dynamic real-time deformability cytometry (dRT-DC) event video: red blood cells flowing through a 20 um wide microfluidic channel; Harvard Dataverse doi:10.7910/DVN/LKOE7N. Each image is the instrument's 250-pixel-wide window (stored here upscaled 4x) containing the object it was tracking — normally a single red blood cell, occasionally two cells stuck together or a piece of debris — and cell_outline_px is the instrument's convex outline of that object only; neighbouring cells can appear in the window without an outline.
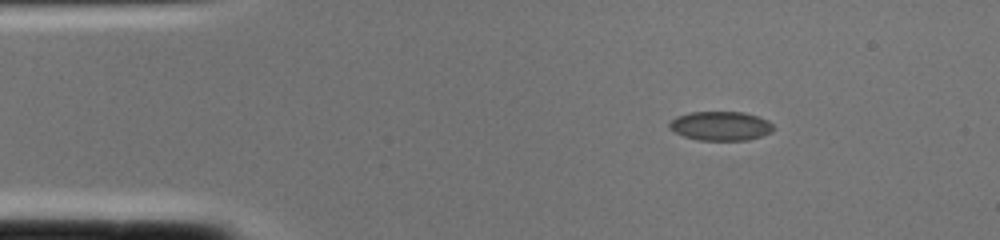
{"species": "common noctule bat (a hibernating species)", "species_latin": "Nyctalus noctula", "temperature_condition": "cold", "stored_images_in_passage": 1, "camera_frame_rate_fps": 3000, "um_per_image_px": 0.085, "animal": {"sex": "female", "body_mass_g": 22.0, "forearm_length_mm": 56.7}, "frame": {"image": 1, "passage_image": 1, "time_ms": 0.0, "image_size_px": [1000, 240], "cell_outline_px": [[772, 132], [748, 140], [696, 140], [684, 136], [668, 128], [668, 124], [676, 116], [688, 112], [744, 112], [768, 120], [772, 124]], "centroid_in_image_um": [61.22, 10.7], "position_along_channel_um": 23.8, "area_um2": 17.63}}